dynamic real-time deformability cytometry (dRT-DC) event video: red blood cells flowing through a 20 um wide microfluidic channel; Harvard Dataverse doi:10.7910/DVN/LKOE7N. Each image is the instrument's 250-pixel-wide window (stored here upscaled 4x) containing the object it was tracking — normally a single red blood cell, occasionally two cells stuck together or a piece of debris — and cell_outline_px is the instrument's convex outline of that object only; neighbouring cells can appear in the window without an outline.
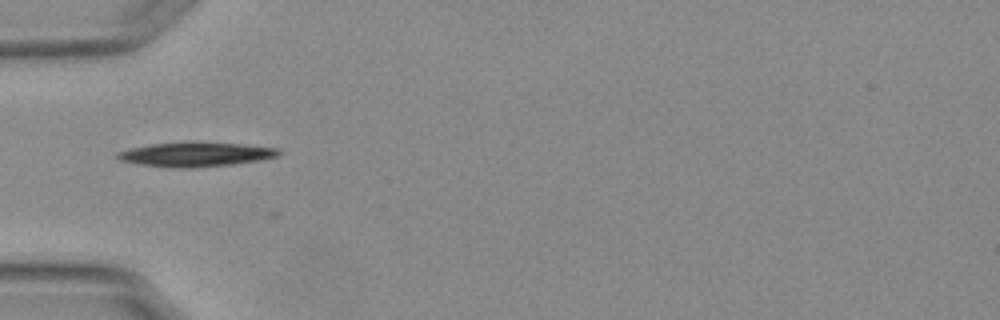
{"species": "Egyptian fruit bat (a non-hibernating species)", "species_latin": "Rousettus aegyptiacus", "temperature_condition": "warm", "stored_images_in_passage": 33, "camera_frame_rate_fps": 3000, "um_per_image_px": 0.085, "animal": {"sex": "female"}, "frame": {"image": 1, "passage_image": 3, "time_ms": 0.667, "image_size_px": [1000, 320], "cell_outline_px": [[280, 152], [276, 156], [256, 160], [232, 164], [184, 168], [180, 168], [140, 164], [120, 160], [116, 156], [116, 152], [128, 148], [152, 144], [240, 144], [276, 148]], "centroid_in_image_um": [16.55, 13.15], "position_along_channel_um": 68.5, "area_um2": 21.56}}